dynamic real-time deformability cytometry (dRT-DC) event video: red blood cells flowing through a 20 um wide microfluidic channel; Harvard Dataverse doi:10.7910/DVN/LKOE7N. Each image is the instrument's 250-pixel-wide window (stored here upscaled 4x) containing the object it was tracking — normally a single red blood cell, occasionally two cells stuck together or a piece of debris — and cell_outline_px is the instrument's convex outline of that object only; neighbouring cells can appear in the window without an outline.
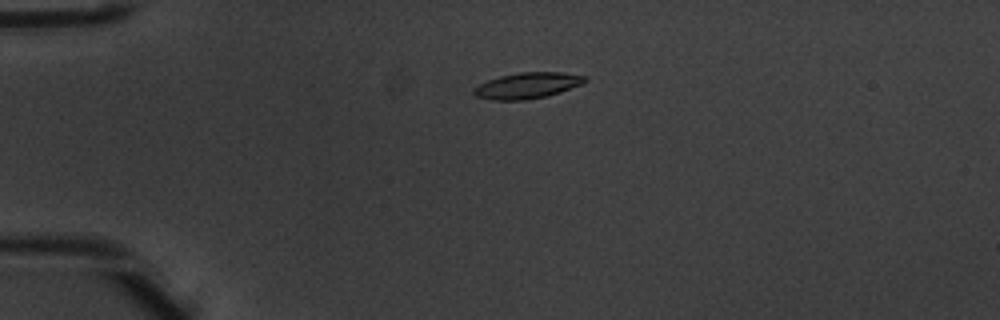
{"species": "common noctule bat (a hibernating species)", "species_latin": "Nyctalus noctula", "temperature_condition": "warm", "stored_images_in_passage": 4, "camera_frame_rate_fps": 3000, "um_per_image_px": 0.085, "animal": {"sex": "male", "body_mass_g": 20.1, "forearm_length_mm": 53.5}, "frame": {"image": 1, "passage_image": 2, "time_ms": 0.333, "image_size_px": [1000, 320], "cell_outline_px": [[588, 80], [580, 84], [560, 92], [548, 96], [524, 100], [492, 100], [476, 96], [472, 92], [472, 88], [488, 80], [500, 76], [520, 72], [560, 72], [588, 76]], "centroid_in_image_um": [44.82, 7.27], "position_along_channel_um": 40.2, "area_um2": 16.82}}